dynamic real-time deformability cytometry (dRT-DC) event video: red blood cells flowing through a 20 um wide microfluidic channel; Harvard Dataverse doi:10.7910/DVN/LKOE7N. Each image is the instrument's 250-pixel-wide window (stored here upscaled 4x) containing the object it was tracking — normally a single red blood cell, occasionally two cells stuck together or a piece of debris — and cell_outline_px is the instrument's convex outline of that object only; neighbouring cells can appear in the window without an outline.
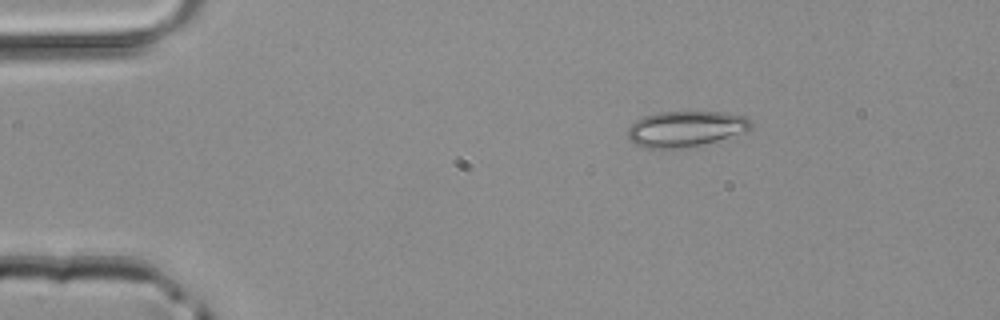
{"species": "common noctule bat (a hibernating species)", "species_latin": "Nyctalus noctula", "temperature_condition": "room temperature", "stored_images_in_passage": 40, "camera_frame_rate_fps": 3000, "um_per_image_px": 0.085, "animal": {"sex": "male", "body_mass_g": 20.4}, "frame": {"image": 1, "passage_image": 1, "time_ms": 0.0, "image_size_px": [1000, 320], "cell_outline_px": [[752, 128], [748, 132], [700, 144], [680, 148], [644, 148], [628, 140], [628, 128], [636, 120], [644, 116], [660, 112], [724, 112], [744, 116], [752, 124]], "centroid_in_image_um": [58.27, 10.95], "position_along_channel_um": 26.7, "area_um2": 25.49}}
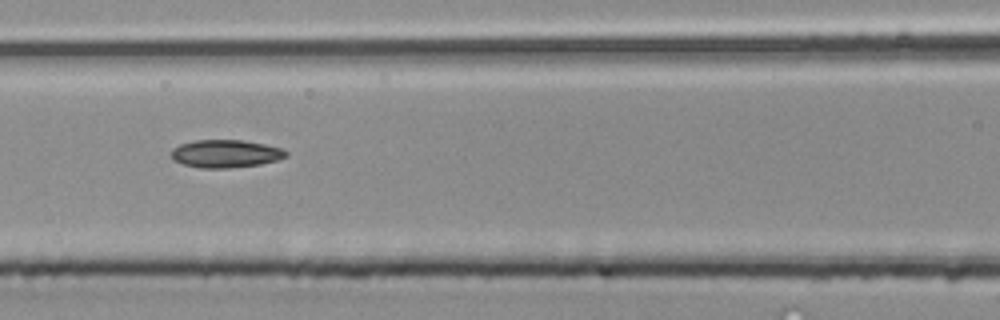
{"frame": {"image": 2, "passage_image": 14, "time_ms": 4.333, "image_size_px": [1000, 320], "cell_outline_px": [[288, 156], [280, 160], [260, 164], [228, 168], [200, 168], [184, 164], [176, 160], [172, 156], [172, 148], [180, 144], [196, 140], [244, 140], [284, 148], [288, 152]], "centroid_in_image_um": [19.25, 13.06], "position_along_channel_um": 147.4, "area_um2": 18.67}}
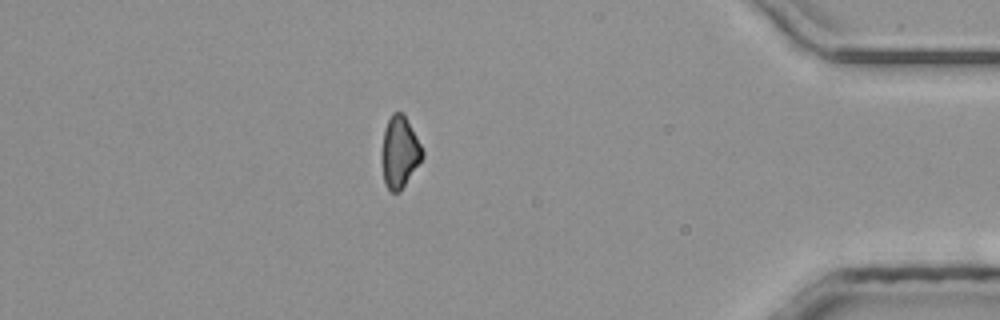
{"frame": {"image": 3, "passage_image": 34, "time_ms": 11.0, "image_size_px": [1000, 320], "cell_outline_px": [[424, 156], [400, 192], [392, 192], [388, 188], [384, 180], [384, 128], [392, 112], [404, 112], [424, 152]], "centroid_in_image_um": [34.01, 12.9], "position_along_channel_um": 401.2, "area_um2": 16.36}}